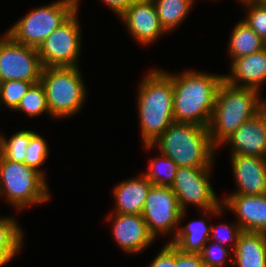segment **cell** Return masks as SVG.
I'll use <instances>...</instances> for the list:
<instances>
[{
	"mask_svg": "<svg viewBox=\"0 0 266 267\" xmlns=\"http://www.w3.org/2000/svg\"><path fill=\"white\" fill-rule=\"evenodd\" d=\"M173 81L174 122L208 127L223 75L192 70L181 74L166 73Z\"/></svg>",
	"mask_w": 266,
	"mask_h": 267,
	"instance_id": "6da1fadb",
	"label": "cell"
},
{
	"mask_svg": "<svg viewBox=\"0 0 266 267\" xmlns=\"http://www.w3.org/2000/svg\"><path fill=\"white\" fill-rule=\"evenodd\" d=\"M139 84L138 115L144 145H151L173 122V81L152 69Z\"/></svg>",
	"mask_w": 266,
	"mask_h": 267,
	"instance_id": "7a4b0ae2",
	"label": "cell"
},
{
	"mask_svg": "<svg viewBox=\"0 0 266 267\" xmlns=\"http://www.w3.org/2000/svg\"><path fill=\"white\" fill-rule=\"evenodd\" d=\"M259 95L260 91L256 89L235 87L223 80L216 94L208 126L211 142L217 149L244 122L255 117L266 107V99Z\"/></svg>",
	"mask_w": 266,
	"mask_h": 267,
	"instance_id": "3957f363",
	"label": "cell"
},
{
	"mask_svg": "<svg viewBox=\"0 0 266 267\" xmlns=\"http://www.w3.org/2000/svg\"><path fill=\"white\" fill-rule=\"evenodd\" d=\"M144 146L148 150L158 146L160 154L178 167H212L217 152L208 127L183 122H173L151 145Z\"/></svg>",
	"mask_w": 266,
	"mask_h": 267,
	"instance_id": "277c9868",
	"label": "cell"
},
{
	"mask_svg": "<svg viewBox=\"0 0 266 267\" xmlns=\"http://www.w3.org/2000/svg\"><path fill=\"white\" fill-rule=\"evenodd\" d=\"M46 177L21 162L0 155V197L17 210L45 204L50 199Z\"/></svg>",
	"mask_w": 266,
	"mask_h": 267,
	"instance_id": "5b68a950",
	"label": "cell"
},
{
	"mask_svg": "<svg viewBox=\"0 0 266 267\" xmlns=\"http://www.w3.org/2000/svg\"><path fill=\"white\" fill-rule=\"evenodd\" d=\"M40 83L46 93L50 115L54 118L71 117L85 103L87 92L79 66L44 67Z\"/></svg>",
	"mask_w": 266,
	"mask_h": 267,
	"instance_id": "8992f818",
	"label": "cell"
},
{
	"mask_svg": "<svg viewBox=\"0 0 266 267\" xmlns=\"http://www.w3.org/2000/svg\"><path fill=\"white\" fill-rule=\"evenodd\" d=\"M80 0H57L32 9L6 31L15 42L36 48L78 8Z\"/></svg>",
	"mask_w": 266,
	"mask_h": 267,
	"instance_id": "52a82bcc",
	"label": "cell"
},
{
	"mask_svg": "<svg viewBox=\"0 0 266 267\" xmlns=\"http://www.w3.org/2000/svg\"><path fill=\"white\" fill-rule=\"evenodd\" d=\"M79 8L38 47L43 67H76L81 53Z\"/></svg>",
	"mask_w": 266,
	"mask_h": 267,
	"instance_id": "ba28073f",
	"label": "cell"
},
{
	"mask_svg": "<svg viewBox=\"0 0 266 267\" xmlns=\"http://www.w3.org/2000/svg\"><path fill=\"white\" fill-rule=\"evenodd\" d=\"M185 212L181 210L178 198L171 187L151 185L141 215L149 233L155 239L158 234L169 235L174 230L171 241L177 233V227L180 226L178 224Z\"/></svg>",
	"mask_w": 266,
	"mask_h": 267,
	"instance_id": "9c48e42d",
	"label": "cell"
},
{
	"mask_svg": "<svg viewBox=\"0 0 266 267\" xmlns=\"http://www.w3.org/2000/svg\"><path fill=\"white\" fill-rule=\"evenodd\" d=\"M43 65L36 48L15 42L7 33L0 38V82H40Z\"/></svg>",
	"mask_w": 266,
	"mask_h": 267,
	"instance_id": "30bf717a",
	"label": "cell"
},
{
	"mask_svg": "<svg viewBox=\"0 0 266 267\" xmlns=\"http://www.w3.org/2000/svg\"><path fill=\"white\" fill-rule=\"evenodd\" d=\"M211 171V167H178L171 188L182 211H186L188 204L209 210L222 203L209 181Z\"/></svg>",
	"mask_w": 266,
	"mask_h": 267,
	"instance_id": "8fae6325",
	"label": "cell"
},
{
	"mask_svg": "<svg viewBox=\"0 0 266 267\" xmlns=\"http://www.w3.org/2000/svg\"><path fill=\"white\" fill-rule=\"evenodd\" d=\"M118 17L129 34L142 45H150L166 33L160 24L153 0H138Z\"/></svg>",
	"mask_w": 266,
	"mask_h": 267,
	"instance_id": "7c38bea8",
	"label": "cell"
},
{
	"mask_svg": "<svg viewBox=\"0 0 266 267\" xmlns=\"http://www.w3.org/2000/svg\"><path fill=\"white\" fill-rule=\"evenodd\" d=\"M114 216V217H112ZM112 223L115 242L126 253H139L146 249L155 238L149 233L146 222L141 214H109L106 218Z\"/></svg>",
	"mask_w": 266,
	"mask_h": 267,
	"instance_id": "4fadbf2b",
	"label": "cell"
},
{
	"mask_svg": "<svg viewBox=\"0 0 266 267\" xmlns=\"http://www.w3.org/2000/svg\"><path fill=\"white\" fill-rule=\"evenodd\" d=\"M231 147V154L266 158V107L252 119L244 122L220 146Z\"/></svg>",
	"mask_w": 266,
	"mask_h": 267,
	"instance_id": "5bb4252c",
	"label": "cell"
},
{
	"mask_svg": "<svg viewBox=\"0 0 266 267\" xmlns=\"http://www.w3.org/2000/svg\"><path fill=\"white\" fill-rule=\"evenodd\" d=\"M223 207L234 212L242 231L266 233V194H229L222 200Z\"/></svg>",
	"mask_w": 266,
	"mask_h": 267,
	"instance_id": "9a60e30c",
	"label": "cell"
},
{
	"mask_svg": "<svg viewBox=\"0 0 266 267\" xmlns=\"http://www.w3.org/2000/svg\"><path fill=\"white\" fill-rule=\"evenodd\" d=\"M231 165L238 186L231 194H266V158L233 154Z\"/></svg>",
	"mask_w": 266,
	"mask_h": 267,
	"instance_id": "2e32d148",
	"label": "cell"
},
{
	"mask_svg": "<svg viewBox=\"0 0 266 267\" xmlns=\"http://www.w3.org/2000/svg\"><path fill=\"white\" fill-rule=\"evenodd\" d=\"M231 61V73L223 75V80L235 87L259 91L260 85L266 82V47L259 52Z\"/></svg>",
	"mask_w": 266,
	"mask_h": 267,
	"instance_id": "e0dca14e",
	"label": "cell"
},
{
	"mask_svg": "<svg viewBox=\"0 0 266 267\" xmlns=\"http://www.w3.org/2000/svg\"><path fill=\"white\" fill-rule=\"evenodd\" d=\"M225 209L221 203L217 208H212L203 211V218L200 220H191L186 226L178 227L175 237L169 241L177 249L184 253H201L204 245L210 243V230L211 225H207L205 216L208 215H220ZM216 214V215H215Z\"/></svg>",
	"mask_w": 266,
	"mask_h": 267,
	"instance_id": "ac0fdd59",
	"label": "cell"
},
{
	"mask_svg": "<svg viewBox=\"0 0 266 267\" xmlns=\"http://www.w3.org/2000/svg\"><path fill=\"white\" fill-rule=\"evenodd\" d=\"M152 183L142 174L139 177L124 180L114 188V213L141 214L144 202L148 196Z\"/></svg>",
	"mask_w": 266,
	"mask_h": 267,
	"instance_id": "d6986e66",
	"label": "cell"
},
{
	"mask_svg": "<svg viewBox=\"0 0 266 267\" xmlns=\"http://www.w3.org/2000/svg\"><path fill=\"white\" fill-rule=\"evenodd\" d=\"M233 253V267H266V233L242 231Z\"/></svg>",
	"mask_w": 266,
	"mask_h": 267,
	"instance_id": "ffe728a7",
	"label": "cell"
},
{
	"mask_svg": "<svg viewBox=\"0 0 266 267\" xmlns=\"http://www.w3.org/2000/svg\"><path fill=\"white\" fill-rule=\"evenodd\" d=\"M228 47L231 59H237L261 51L266 43L241 20L233 28Z\"/></svg>",
	"mask_w": 266,
	"mask_h": 267,
	"instance_id": "44dd1931",
	"label": "cell"
},
{
	"mask_svg": "<svg viewBox=\"0 0 266 267\" xmlns=\"http://www.w3.org/2000/svg\"><path fill=\"white\" fill-rule=\"evenodd\" d=\"M12 217H0V267L5 266L20 252L23 230Z\"/></svg>",
	"mask_w": 266,
	"mask_h": 267,
	"instance_id": "7402d4cb",
	"label": "cell"
},
{
	"mask_svg": "<svg viewBox=\"0 0 266 267\" xmlns=\"http://www.w3.org/2000/svg\"><path fill=\"white\" fill-rule=\"evenodd\" d=\"M153 2L160 24L166 33L182 24L194 5V0H153Z\"/></svg>",
	"mask_w": 266,
	"mask_h": 267,
	"instance_id": "603a6c76",
	"label": "cell"
},
{
	"mask_svg": "<svg viewBox=\"0 0 266 267\" xmlns=\"http://www.w3.org/2000/svg\"><path fill=\"white\" fill-rule=\"evenodd\" d=\"M161 156V157H160ZM150 160L148 171L143 173L152 185L171 187L178 165L167 156L161 154Z\"/></svg>",
	"mask_w": 266,
	"mask_h": 267,
	"instance_id": "cb8c5ba5",
	"label": "cell"
},
{
	"mask_svg": "<svg viewBox=\"0 0 266 267\" xmlns=\"http://www.w3.org/2000/svg\"><path fill=\"white\" fill-rule=\"evenodd\" d=\"M30 141V130H21L8 140L0 135V155L14 162H25V152Z\"/></svg>",
	"mask_w": 266,
	"mask_h": 267,
	"instance_id": "d4e9b609",
	"label": "cell"
},
{
	"mask_svg": "<svg viewBox=\"0 0 266 267\" xmlns=\"http://www.w3.org/2000/svg\"><path fill=\"white\" fill-rule=\"evenodd\" d=\"M15 110L24 112L30 117L38 116L42 113H48L50 116L43 85L40 82L33 84L21 98Z\"/></svg>",
	"mask_w": 266,
	"mask_h": 267,
	"instance_id": "484cf974",
	"label": "cell"
},
{
	"mask_svg": "<svg viewBox=\"0 0 266 267\" xmlns=\"http://www.w3.org/2000/svg\"><path fill=\"white\" fill-rule=\"evenodd\" d=\"M47 146L46 140L41 135L30 130V141L25 152L24 164L36 169L44 177V171L39 168L44 165L45 160L48 158L49 150Z\"/></svg>",
	"mask_w": 266,
	"mask_h": 267,
	"instance_id": "4316f807",
	"label": "cell"
},
{
	"mask_svg": "<svg viewBox=\"0 0 266 267\" xmlns=\"http://www.w3.org/2000/svg\"><path fill=\"white\" fill-rule=\"evenodd\" d=\"M33 84L34 83L19 80L0 82V103L10 108V110H15L21 98Z\"/></svg>",
	"mask_w": 266,
	"mask_h": 267,
	"instance_id": "83f0119b",
	"label": "cell"
},
{
	"mask_svg": "<svg viewBox=\"0 0 266 267\" xmlns=\"http://www.w3.org/2000/svg\"><path fill=\"white\" fill-rule=\"evenodd\" d=\"M247 14L243 20L266 43V2L245 3Z\"/></svg>",
	"mask_w": 266,
	"mask_h": 267,
	"instance_id": "f1b7e54d",
	"label": "cell"
},
{
	"mask_svg": "<svg viewBox=\"0 0 266 267\" xmlns=\"http://www.w3.org/2000/svg\"><path fill=\"white\" fill-rule=\"evenodd\" d=\"M207 245H204L200 253L205 267H224L226 259H231L230 263L233 264V259L230 256L228 257L232 253L227 249L228 247L214 241L213 244Z\"/></svg>",
	"mask_w": 266,
	"mask_h": 267,
	"instance_id": "f546056e",
	"label": "cell"
},
{
	"mask_svg": "<svg viewBox=\"0 0 266 267\" xmlns=\"http://www.w3.org/2000/svg\"><path fill=\"white\" fill-rule=\"evenodd\" d=\"M241 232L242 229L238 223L236 225H227L226 223H223L217 226L211 224L210 242L212 239H214L212 241L217 242L225 247H229L230 243L232 242V250H234Z\"/></svg>",
	"mask_w": 266,
	"mask_h": 267,
	"instance_id": "4dcf8cb0",
	"label": "cell"
},
{
	"mask_svg": "<svg viewBox=\"0 0 266 267\" xmlns=\"http://www.w3.org/2000/svg\"><path fill=\"white\" fill-rule=\"evenodd\" d=\"M148 267H175V246L168 242Z\"/></svg>",
	"mask_w": 266,
	"mask_h": 267,
	"instance_id": "1f68e13d",
	"label": "cell"
},
{
	"mask_svg": "<svg viewBox=\"0 0 266 267\" xmlns=\"http://www.w3.org/2000/svg\"><path fill=\"white\" fill-rule=\"evenodd\" d=\"M175 267H205L201 254L184 253L175 247Z\"/></svg>",
	"mask_w": 266,
	"mask_h": 267,
	"instance_id": "d6a6232c",
	"label": "cell"
},
{
	"mask_svg": "<svg viewBox=\"0 0 266 267\" xmlns=\"http://www.w3.org/2000/svg\"><path fill=\"white\" fill-rule=\"evenodd\" d=\"M117 16L138 0H102Z\"/></svg>",
	"mask_w": 266,
	"mask_h": 267,
	"instance_id": "836d02e7",
	"label": "cell"
},
{
	"mask_svg": "<svg viewBox=\"0 0 266 267\" xmlns=\"http://www.w3.org/2000/svg\"><path fill=\"white\" fill-rule=\"evenodd\" d=\"M254 1H260V0H239V2H241L243 5L245 3L254 2Z\"/></svg>",
	"mask_w": 266,
	"mask_h": 267,
	"instance_id": "e575fe53",
	"label": "cell"
}]
</instances>
